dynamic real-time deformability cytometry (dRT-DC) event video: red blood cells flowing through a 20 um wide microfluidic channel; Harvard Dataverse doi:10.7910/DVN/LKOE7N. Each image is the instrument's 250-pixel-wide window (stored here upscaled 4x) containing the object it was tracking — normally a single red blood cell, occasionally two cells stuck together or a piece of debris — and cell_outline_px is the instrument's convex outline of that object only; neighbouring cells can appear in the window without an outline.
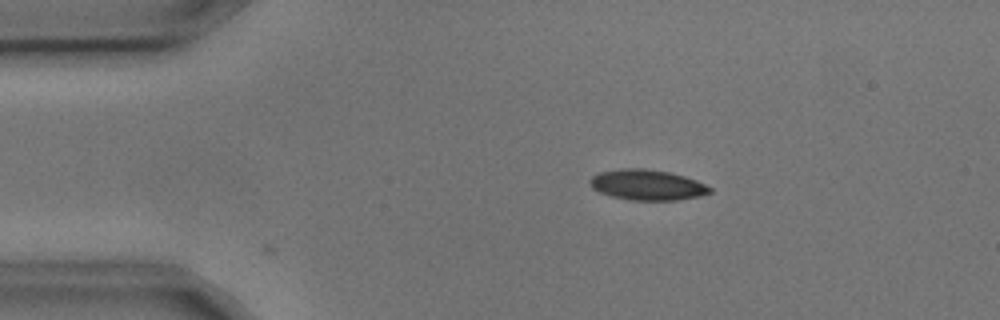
{"species": "common noctule bat (a hibernating species)", "species_latin": "Nyctalus noctula", "temperature_condition": "cold", "stored_images_in_passage": 5, "camera_frame_rate_fps": 3000, "um_per_image_px": 0.085, "animal": {"sex": "male", "body_mass_g": 17.9, "forearm_length_mm": 54.2}, "frame": {"image": 1, "passage_image": 2, "time_ms": 0.333, "image_size_px": [1000, 320], "cell_outline_px": [[712, 192], [700, 196], [680, 200], [628, 200], [612, 196], [600, 192], [592, 188], [588, 184], [588, 180], [592, 176], [600, 172], [620, 168], [644, 168], [668, 172], [684, 176], [696, 180], [712, 188]], "centroid_in_image_um": [54.99, 15.71], "position_along_channel_um": 30.0, "area_um2": 21.44}}